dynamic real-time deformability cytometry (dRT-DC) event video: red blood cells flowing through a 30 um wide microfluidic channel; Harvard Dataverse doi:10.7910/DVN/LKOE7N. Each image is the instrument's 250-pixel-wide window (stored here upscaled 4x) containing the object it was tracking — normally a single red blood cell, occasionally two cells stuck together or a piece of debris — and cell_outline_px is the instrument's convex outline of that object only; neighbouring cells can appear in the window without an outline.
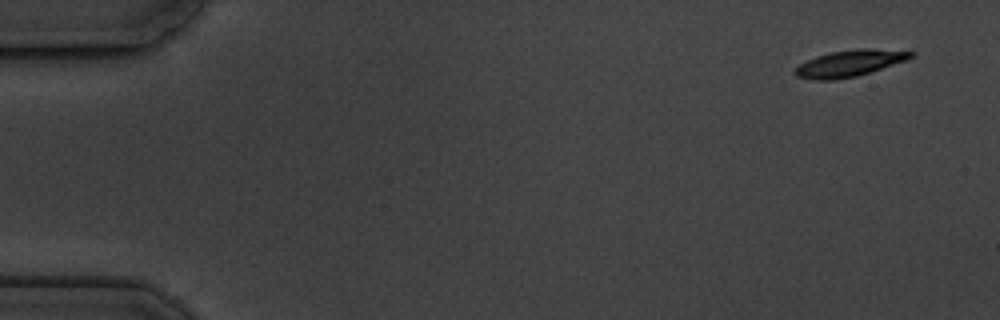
{"species": "common noctule bat (a hibernating species)", "species_latin": "Nyctalus noctula", "temperature_condition": "cold", "stored_images_in_passage": 5, "camera_frame_rate_fps": 3000, "um_per_image_px": 0.085, "animal": {"sex": "male", "body_mass_g": 19.5, "forearm_length_mm": 54.6}, "frame": {"image": 1, "passage_image": 1, "time_ms": 0.0, "image_size_px": [1000, 320], "cell_outline_px": [[916, 56], [908, 60], [856, 76], [832, 80], [812, 80], [796, 76], [792, 72], [800, 64], [816, 56], [832, 52], [860, 48], [868, 48], [916, 52]], "centroid_in_image_um": [72.23, 5.38], "position_along_channel_um": 12.8, "area_um2": 17.8}}
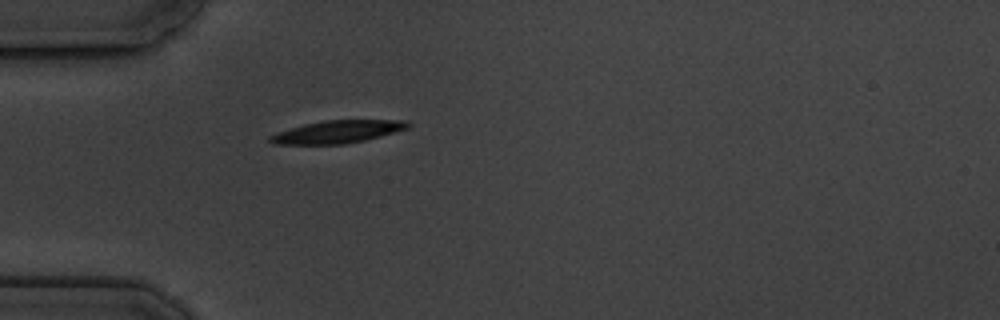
{"frame": {"image": 2, "passage_image": 5, "time_ms": 4.667, "image_size_px": [1000, 320], "cell_outline_px": [[412, 124], [408, 128], [380, 136], [364, 140], [344, 144], [272, 144], [268, 140], [268, 136], [276, 132], [304, 124], [324, 120], [408, 120]], "centroid_in_image_um": [28.66, 11.2], "position_along_channel_um": 56.3, "area_um2": 18.21}}